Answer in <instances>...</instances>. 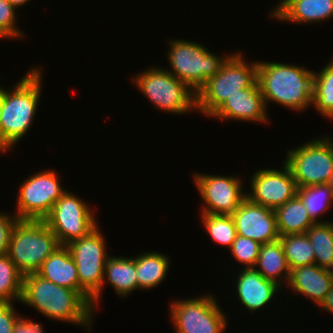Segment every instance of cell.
<instances>
[{
  "label": "cell",
  "mask_w": 333,
  "mask_h": 333,
  "mask_svg": "<svg viewBox=\"0 0 333 333\" xmlns=\"http://www.w3.org/2000/svg\"><path fill=\"white\" fill-rule=\"evenodd\" d=\"M261 244L253 239L236 236L231 248V256L239 262V265H244L242 268L254 267L260 253Z\"/></svg>",
  "instance_id": "4dcf8cb0"
},
{
  "label": "cell",
  "mask_w": 333,
  "mask_h": 333,
  "mask_svg": "<svg viewBox=\"0 0 333 333\" xmlns=\"http://www.w3.org/2000/svg\"><path fill=\"white\" fill-rule=\"evenodd\" d=\"M279 240L282 243L290 270L315 264L314 248L306 233L280 235Z\"/></svg>",
  "instance_id": "4316f807"
},
{
  "label": "cell",
  "mask_w": 333,
  "mask_h": 333,
  "mask_svg": "<svg viewBox=\"0 0 333 333\" xmlns=\"http://www.w3.org/2000/svg\"><path fill=\"white\" fill-rule=\"evenodd\" d=\"M43 329L40 323H36L28 318L26 319L21 315L14 327L13 333H44Z\"/></svg>",
  "instance_id": "e575fe53"
},
{
  "label": "cell",
  "mask_w": 333,
  "mask_h": 333,
  "mask_svg": "<svg viewBox=\"0 0 333 333\" xmlns=\"http://www.w3.org/2000/svg\"><path fill=\"white\" fill-rule=\"evenodd\" d=\"M238 270L235 288L241 304L251 313L271 303L277 292L283 288L265 279L254 267Z\"/></svg>",
  "instance_id": "e0dca14e"
},
{
  "label": "cell",
  "mask_w": 333,
  "mask_h": 333,
  "mask_svg": "<svg viewBox=\"0 0 333 333\" xmlns=\"http://www.w3.org/2000/svg\"><path fill=\"white\" fill-rule=\"evenodd\" d=\"M237 235L262 244L279 240L275 211L246 198L231 215Z\"/></svg>",
  "instance_id": "9a60e30c"
},
{
  "label": "cell",
  "mask_w": 333,
  "mask_h": 333,
  "mask_svg": "<svg viewBox=\"0 0 333 333\" xmlns=\"http://www.w3.org/2000/svg\"><path fill=\"white\" fill-rule=\"evenodd\" d=\"M23 275L9 259L0 255V302L21 301Z\"/></svg>",
  "instance_id": "f1b7e54d"
},
{
  "label": "cell",
  "mask_w": 333,
  "mask_h": 333,
  "mask_svg": "<svg viewBox=\"0 0 333 333\" xmlns=\"http://www.w3.org/2000/svg\"><path fill=\"white\" fill-rule=\"evenodd\" d=\"M280 235L303 234L315 224L296 195L275 210Z\"/></svg>",
  "instance_id": "cb8c5ba5"
},
{
  "label": "cell",
  "mask_w": 333,
  "mask_h": 333,
  "mask_svg": "<svg viewBox=\"0 0 333 333\" xmlns=\"http://www.w3.org/2000/svg\"><path fill=\"white\" fill-rule=\"evenodd\" d=\"M333 285V271L318 265H305L291 270L289 288L319 306Z\"/></svg>",
  "instance_id": "d6986e66"
},
{
  "label": "cell",
  "mask_w": 333,
  "mask_h": 333,
  "mask_svg": "<svg viewBox=\"0 0 333 333\" xmlns=\"http://www.w3.org/2000/svg\"><path fill=\"white\" fill-rule=\"evenodd\" d=\"M104 237L97 226L88 235L66 246L77 266L79 291L91 302V305L92 297L103 286L105 264L109 257Z\"/></svg>",
  "instance_id": "30bf717a"
},
{
  "label": "cell",
  "mask_w": 333,
  "mask_h": 333,
  "mask_svg": "<svg viewBox=\"0 0 333 333\" xmlns=\"http://www.w3.org/2000/svg\"><path fill=\"white\" fill-rule=\"evenodd\" d=\"M297 196L302 200L308 215L315 223L328 222L318 220L333 204V190L328 184L300 187L297 190Z\"/></svg>",
  "instance_id": "83f0119b"
},
{
  "label": "cell",
  "mask_w": 333,
  "mask_h": 333,
  "mask_svg": "<svg viewBox=\"0 0 333 333\" xmlns=\"http://www.w3.org/2000/svg\"><path fill=\"white\" fill-rule=\"evenodd\" d=\"M312 106L326 119H333V58L318 73L314 71Z\"/></svg>",
  "instance_id": "484cf974"
},
{
  "label": "cell",
  "mask_w": 333,
  "mask_h": 333,
  "mask_svg": "<svg viewBox=\"0 0 333 333\" xmlns=\"http://www.w3.org/2000/svg\"><path fill=\"white\" fill-rule=\"evenodd\" d=\"M134 259L139 290H150L163 283L171 263L166 254L148 251Z\"/></svg>",
  "instance_id": "603a6c76"
},
{
  "label": "cell",
  "mask_w": 333,
  "mask_h": 333,
  "mask_svg": "<svg viewBox=\"0 0 333 333\" xmlns=\"http://www.w3.org/2000/svg\"><path fill=\"white\" fill-rule=\"evenodd\" d=\"M37 275L54 284L79 291L75 261L66 246H60L41 265Z\"/></svg>",
  "instance_id": "44dd1931"
},
{
  "label": "cell",
  "mask_w": 333,
  "mask_h": 333,
  "mask_svg": "<svg viewBox=\"0 0 333 333\" xmlns=\"http://www.w3.org/2000/svg\"><path fill=\"white\" fill-rule=\"evenodd\" d=\"M241 52H231L220 71L196 93V110L209 118L228 97L257 81V60L246 62Z\"/></svg>",
  "instance_id": "277c9868"
},
{
  "label": "cell",
  "mask_w": 333,
  "mask_h": 333,
  "mask_svg": "<svg viewBox=\"0 0 333 333\" xmlns=\"http://www.w3.org/2000/svg\"><path fill=\"white\" fill-rule=\"evenodd\" d=\"M73 192H66L55 202L44 222L61 246L88 235L98 226L93 209Z\"/></svg>",
  "instance_id": "8fae6325"
},
{
  "label": "cell",
  "mask_w": 333,
  "mask_h": 333,
  "mask_svg": "<svg viewBox=\"0 0 333 333\" xmlns=\"http://www.w3.org/2000/svg\"><path fill=\"white\" fill-rule=\"evenodd\" d=\"M17 220L15 214L0 212V255L7 254L10 234Z\"/></svg>",
  "instance_id": "836d02e7"
},
{
  "label": "cell",
  "mask_w": 333,
  "mask_h": 333,
  "mask_svg": "<svg viewBox=\"0 0 333 333\" xmlns=\"http://www.w3.org/2000/svg\"><path fill=\"white\" fill-rule=\"evenodd\" d=\"M314 71L280 62L257 61V81L266 107L269 102L297 112L312 106Z\"/></svg>",
  "instance_id": "3957f363"
},
{
  "label": "cell",
  "mask_w": 333,
  "mask_h": 333,
  "mask_svg": "<svg viewBox=\"0 0 333 333\" xmlns=\"http://www.w3.org/2000/svg\"><path fill=\"white\" fill-rule=\"evenodd\" d=\"M60 246L44 220H17L10 234L7 255L24 276L36 273Z\"/></svg>",
  "instance_id": "5b68a950"
},
{
  "label": "cell",
  "mask_w": 333,
  "mask_h": 333,
  "mask_svg": "<svg viewBox=\"0 0 333 333\" xmlns=\"http://www.w3.org/2000/svg\"><path fill=\"white\" fill-rule=\"evenodd\" d=\"M14 302H0V333H13L21 315L14 309Z\"/></svg>",
  "instance_id": "d6a6232c"
},
{
  "label": "cell",
  "mask_w": 333,
  "mask_h": 333,
  "mask_svg": "<svg viewBox=\"0 0 333 333\" xmlns=\"http://www.w3.org/2000/svg\"><path fill=\"white\" fill-rule=\"evenodd\" d=\"M328 185L331 187V189L333 190V174L331 175V178L328 182Z\"/></svg>",
  "instance_id": "f35d334b"
},
{
  "label": "cell",
  "mask_w": 333,
  "mask_h": 333,
  "mask_svg": "<svg viewBox=\"0 0 333 333\" xmlns=\"http://www.w3.org/2000/svg\"><path fill=\"white\" fill-rule=\"evenodd\" d=\"M254 268L265 279L275 282L281 288L284 282V284L288 285L291 270L280 240L261 245ZM280 280L284 281L281 282Z\"/></svg>",
  "instance_id": "7402d4cb"
},
{
  "label": "cell",
  "mask_w": 333,
  "mask_h": 333,
  "mask_svg": "<svg viewBox=\"0 0 333 333\" xmlns=\"http://www.w3.org/2000/svg\"><path fill=\"white\" fill-rule=\"evenodd\" d=\"M18 12L8 0H0V39H20L24 33L16 26Z\"/></svg>",
  "instance_id": "1f68e13d"
},
{
  "label": "cell",
  "mask_w": 333,
  "mask_h": 333,
  "mask_svg": "<svg viewBox=\"0 0 333 333\" xmlns=\"http://www.w3.org/2000/svg\"><path fill=\"white\" fill-rule=\"evenodd\" d=\"M55 170L30 175L19 188L15 215L18 220H44L66 192Z\"/></svg>",
  "instance_id": "7c38bea8"
},
{
  "label": "cell",
  "mask_w": 333,
  "mask_h": 333,
  "mask_svg": "<svg viewBox=\"0 0 333 333\" xmlns=\"http://www.w3.org/2000/svg\"><path fill=\"white\" fill-rule=\"evenodd\" d=\"M4 91L5 89L0 87V106H1V102H2V99H3V96H4Z\"/></svg>",
  "instance_id": "74e56055"
},
{
  "label": "cell",
  "mask_w": 333,
  "mask_h": 333,
  "mask_svg": "<svg viewBox=\"0 0 333 333\" xmlns=\"http://www.w3.org/2000/svg\"><path fill=\"white\" fill-rule=\"evenodd\" d=\"M209 293L170 303L169 316L175 333H224L227 316Z\"/></svg>",
  "instance_id": "9c48e42d"
},
{
  "label": "cell",
  "mask_w": 333,
  "mask_h": 333,
  "mask_svg": "<svg viewBox=\"0 0 333 333\" xmlns=\"http://www.w3.org/2000/svg\"><path fill=\"white\" fill-rule=\"evenodd\" d=\"M29 71L11 89L4 91L0 106V153L12 147L30 130L42 93V69Z\"/></svg>",
  "instance_id": "7a4b0ae2"
},
{
  "label": "cell",
  "mask_w": 333,
  "mask_h": 333,
  "mask_svg": "<svg viewBox=\"0 0 333 333\" xmlns=\"http://www.w3.org/2000/svg\"><path fill=\"white\" fill-rule=\"evenodd\" d=\"M193 174L202 203L200 214L232 215L247 198L242 180L237 176Z\"/></svg>",
  "instance_id": "4fadbf2b"
},
{
  "label": "cell",
  "mask_w": 333,
  "mask_h": 333,
  "mask_svg": "<svg viewBox=\"0 0 333 333\" xmlns=\"http://www.w3.org/2000/svg\"><path fill=\"white\" fill-rule=\"evenodd\" d=\"M281 170L259 169L250 177L247 198L255 204L276 210L297 195V184L290 168L283 162Z\"/></svg>",
  "instance_id": "5bb4252c"
},
{
  "label": "cell",
  "mask_w": 333,
  "mask_h": 333,
  "mask_svg": "<svg viewBox=\"0 0 333 333\" xmlns=\"http://www.w3.org/2000/svg\"><path fill=\"white\" fill-rule=\"evenodd\" d=\"M318 308H321L327 312H330V314H333V285L331 290L325 296L324 300L318 306Z\"/></svg>",
  "instance_id": "d590c367"
},
{
  "label": "cell",
  "mask_w": 333,
  "mask_h": 333,
  "mask_svg": "<svg viewBox=\"0 0 333 333\" xmlns=\"http://www.w3.org/2000/svg\"><path fill=\"white\" fill-rule=\"evenodd\" d=\"M161 67H150L132 78L140 90L158 111L178 115L196 111V93L183 81Z\"/></svg>",
  "instance_id": "52a82bcc"
},
{
  "label": "cell",
  "mask_w": 333,
  "mask_h": 333,
  "mask_svg": "<svg viewBox=\"0 0 333 333\" xmlns=\"http://www.w3.org/2000/svg\"><path fill=\"white\" fill-rule=\"evenodd\" d=\"M271 18L298 24L318 23L333 17V0H279Z\"/></svg>",
  "instance_id": "ac0fdd59"
},
{
  "label": "cell",
  "mask_w": 333,
  "mask_h": 333,
  "mask_svg": "<svg viewBox=\"0 0 333 333\" xmlns=\"http://www.w3.org/2000/svg\"><path fill=\"white\" fill-rule=\"evenodd\" d=\"M284 163L290 168L297 187L328 184L333 174V138L309 140L287 150Z\"/></svg>",
  "instance_id": "ba28073f"
},
{
  "label": "cell",
  "mask_w": 333,
  "mask_h": 333,
  "mask_svg": "<svg viewBox=\"0 0 333 333\" xmlns=\"http://www.w3.org/2000/svg\"><path fill=\"white\" fill-rule=\"evenodd\" d=\"M267 107L256 81L252 86L239 90L221 105L210 117L213 119L240 120L246 122L268 123Z\"/></svg>",
  "instance_id": "2e32d148"
},
{
  "label": "cell",
  "mask_w": 333,
  "mask_h": 333,
  "mask_svg": "<svg viewBox=\"0 0 333 333\" xmlns=\"http://www.w3.org/2000/svg\"><path fill=\"white\" fill-rule=\"evenodd\" d=\"M103 281L101 289L92 297L94 310L98 307L105 281L114 288L120 297H126L138 289L135 259L127 256H109L105 264Z\"/></svg>",
  "instance_id": "ffe728a7"
},
{
  "label": "cell",
  "mask_w": 333,
  "mask_h": 333,
  "mask_svg": "<svg viewBox=\"0 0 333 333\" xmlns=\"http://www.w3.org/2000/svg\"><path fill=\"white\" fill-rule=\"evenodd\" d=\"M306 235L314 248L315 264L333 271V221L315 223Z\"/></svg>",
  "instance_id": "d4e9b609"
},
{
  "label": "cell",
  "mask_w": 333,
  "mask_h": 333,
  "mask_svg": "<svg viewBox=\"0 0 333 333\" xmlns=\"http://www.w3.org/2000/svg\"><path fill=\"white\" fill-rule=\"evenodd\" d=\"M167 51L170 68L168 72L183 81L197 93L211 77H214L231 55L221 57L212 53L202 43L183 39L169 40ZM210 51V52H209Z\"/></svg>",
  "instance_id": "8992f818"
},
{
  "label": "cell",
  "mask_w": 333,
  "mask_h": 333,
  "mask_svg": "<svg viewBox=\"0 0 333 333\" xmlns=\"http://www.w3.org/2000/svg\"><path fill=\"white\" fill-rule=\"evenodd\" d=\"M8 1L15 9L25 6L26 4H28V2H30V0H8Z\"/></svg>",
  "instance_id": "8d00e7d4"
},
{
  "label": "cell",
  "mask_w": 333,
  "mask_h": 333,
  "mask_svg": "<svg viewBox=\"0 0 333 333\" xmlns=\"http://www.w3.org/2000/svg\"><path fill=\"white\" fill-rule=\"evenodd\" d=\"M20 302L48 319L83 326L91 332L95 311L91 302L78 290L58 286L36 273H30L23 276Z\"/></svg>",
  "instance_id": "6da1fadb"
},
{
  "label": "cell",
  "mask_w": 333,
  "mask_h": 333,
  "mask_svg": "<svg viewBox=\"0 0 333 333\" xmlns=\"http://www.w3.org/2000/svg\"><path fill=\"white\" fill-rule=\"evenodd\" d=\"M202 225L209 236L219 245L231 248L237 232L231 215L201 214Z\"/></svg>",
  "instance_id": "f546056e"
}]
</instances>
